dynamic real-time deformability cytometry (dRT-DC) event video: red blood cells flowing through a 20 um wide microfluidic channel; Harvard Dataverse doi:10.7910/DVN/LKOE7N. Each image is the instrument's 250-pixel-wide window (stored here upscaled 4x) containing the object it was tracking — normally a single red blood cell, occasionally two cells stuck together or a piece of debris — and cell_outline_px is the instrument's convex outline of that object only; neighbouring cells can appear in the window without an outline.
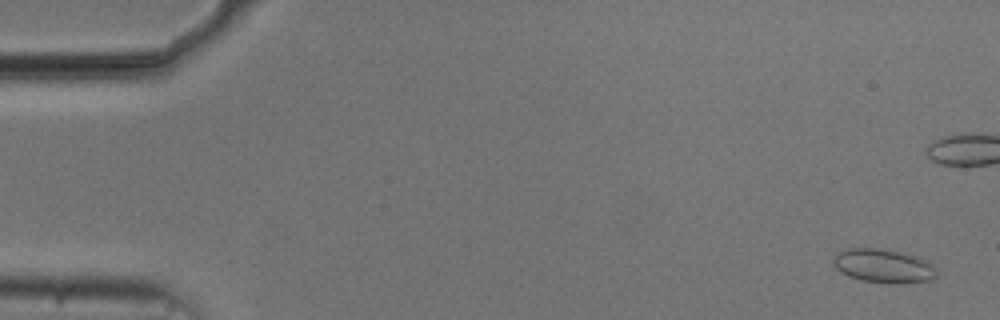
{"species": "common noctule bat (a hibernating species)", "species_latin": "Nyctalus noctula", "temperature_condition": "cold", "stored_images_in_passage": 56, "camera_frame_rate_fps": 3000, "um_per_image_px": 0.085, "animal": {"sex": "male", "body_mass_g": 20.5, "forearm_length_mm": 52.5}, "frame": {"image": 1, "passage_image": 3, "time_ms": 0.667, "image_size_px": [1000, 320], "cell_outline_px": [[936, 276], [932, 280], [892, 284], [864, 280], [848, 276], [840, 272], [832, 264], [832, 260], [840, 252], [848, 248], [880, 248], [916, 256], [928, 260], [936, 268]], "centroid_in_image_um": [75.11, 22.6], "position_along_channel_um": 9.9, "area_um2": 20.29}}
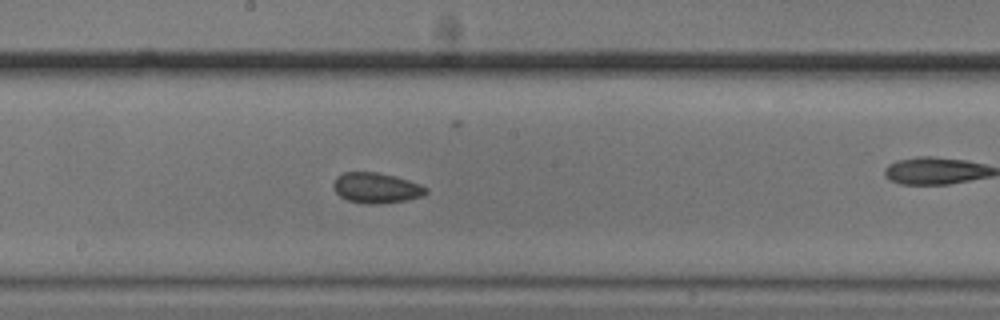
{"frame": {"image": 2, "passage_image": 30, "time_ms": 9.667, "image_size_px": [1000, 320], "cell_outline_px": [[428, 192], [424, 196], [408, 200], [380, 204], [364, 204], [348, 200], [340, 196], [336, 192], [332, 184], [336, 176], [344, 172], [376, 172], [396, 176], [420, 184], [428, 188]], "centroid_in_image_um": [32.0, 15.98], "position_along_channel_um": 216.2, "area_um2": 16.65}}
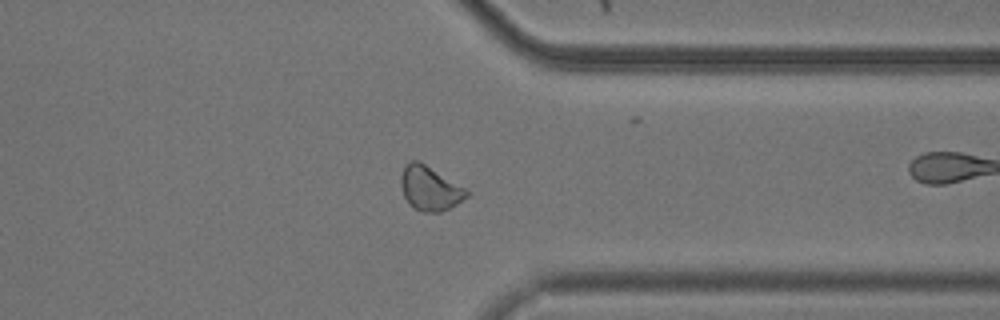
{"frame": {"image": 3, "passage_image": 43, "time_ms": 14.0, "image_size_px": [1000, 320], "cell_outline_px": [[472, 192], [468, 196], [456, 204], [440, 212], [420, 212], [404, 196], [400, 184], [400, 176], [404, 164], [408, 160], [416, 160], [424, 164], [468, 188]], "centroid_in_image_um": [36.56, 15.98], "position_along_channel_um": 374.8, "area_um2": 17.05}, "authors_computed_cell_mechanics": {"area_um2": 16.9065, "velocity_mm_per_s": 3.7308, "shape_relaxation_time_tau1_ms": 4.3223, "shape_relaxation_time_tau2_ms": 1.9756, "deformation_change_tau1": 0.0469, "deformation_change_tau2": 0.0456}}